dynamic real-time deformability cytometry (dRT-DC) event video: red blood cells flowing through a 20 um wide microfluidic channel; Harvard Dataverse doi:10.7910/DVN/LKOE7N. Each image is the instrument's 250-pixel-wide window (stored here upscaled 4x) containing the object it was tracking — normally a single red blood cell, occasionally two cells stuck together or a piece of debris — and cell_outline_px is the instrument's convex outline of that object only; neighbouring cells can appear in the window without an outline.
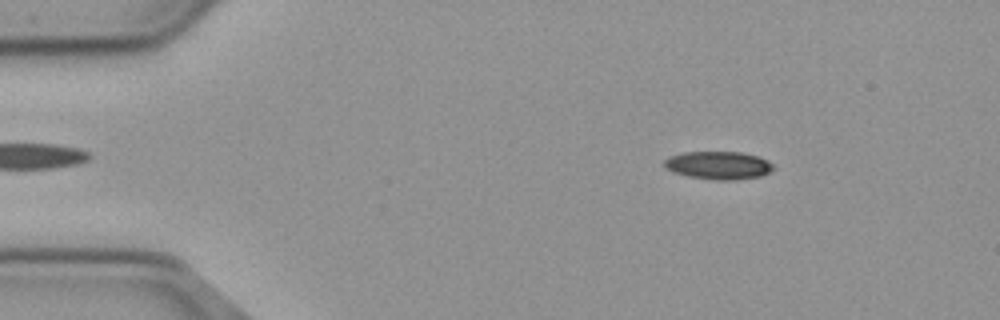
{"species": "common noctule bat (a hibernating species)", "species_latin": "Nyctalus noctula", "temperature_condition": "cold", "stored_images_in_passage": 55, "camera_frame_rate_fps": 3000, "um_per_image_px": 0.085, "animal": {"sex": "male", "body_mass_g": 23.1, "forearm_length_mm": 52.7}, "frame": {"image": 1, "passage_image": 8, "time_ms": 2.333, "image_size_px": [1000, 320], "cell_outline_px": [[776, 168], [760, 176], [736, 180], [716, 180], [688, 176], [672, 172], [664, 168], [664, 160], [668, 156], [684, 152], [740, 152], [756, 156], [768, 160]], "centroid_in_image_um": [61.04, 14.05], "position_along_channel_um": 24.0, "area_um2": 17.86}}
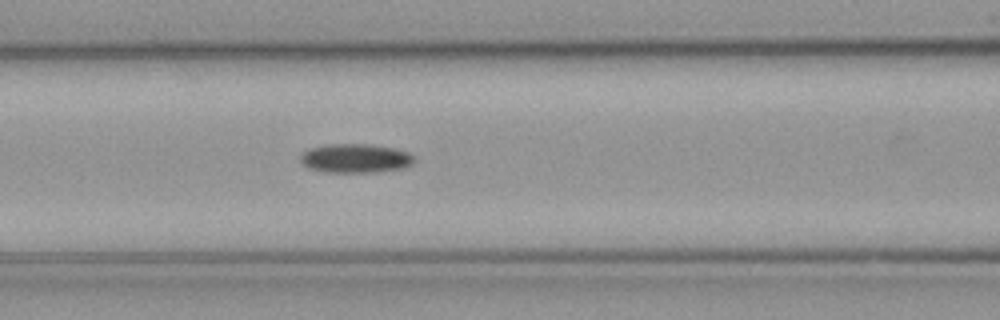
{"frame": {"image": 2, "passage_image": 23, "time_ms": 7.333, "image_size_px": [1000, 320], "cell_outline_px": [[416, 160], [412, 164], [404, 168], [376, 172], [328, 172], [308, 168], [300, 160], [300, 156], [304, 152], [312, 148], [332, 144], [372, 144], [396, 148], [408, 152], [416, 156]], "centroid_in_image_um": [30.29, 13.45], "position_along_channel_um": 136.3, "area_um2": 19.31}}
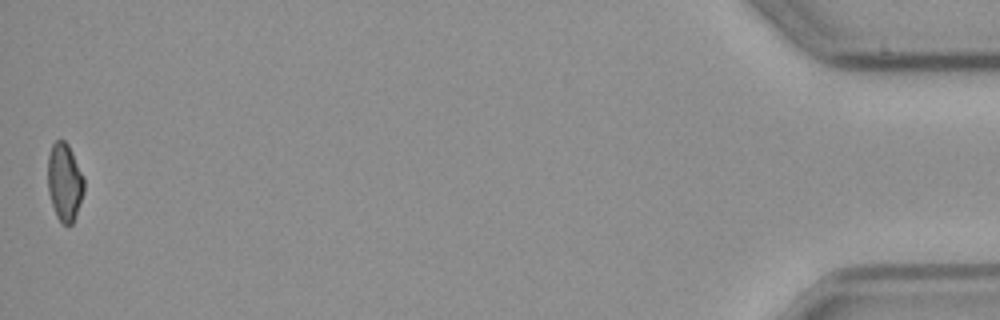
{"frame": {"image": 3, "passage_image": 55, "time_ms": 18.0, "image_size_px": [1000, 320], "cell_outline_px": [[84, 192], [72, 224], [64, 224], [56, 216], [48, 192], [48, 156], [52, 144], [56, 140], [64, 140], [68, 144], [84, 176]], "centroid_in_image_um": [5.49, 15.45], "position_along_channel_um": 429.7, "area_um2": 16.36}, "authors_computed_cell_mechanics": {"area_um2": 17.918, "velocity_mm_per_s": 3.7076, "shape_relaxation_time_tau1_ms": 4.0407, "shape_relaxation_time_tau2_ms": null, "deformation_change_tau1": 0.1077, "deformation_change_tau2": null}}